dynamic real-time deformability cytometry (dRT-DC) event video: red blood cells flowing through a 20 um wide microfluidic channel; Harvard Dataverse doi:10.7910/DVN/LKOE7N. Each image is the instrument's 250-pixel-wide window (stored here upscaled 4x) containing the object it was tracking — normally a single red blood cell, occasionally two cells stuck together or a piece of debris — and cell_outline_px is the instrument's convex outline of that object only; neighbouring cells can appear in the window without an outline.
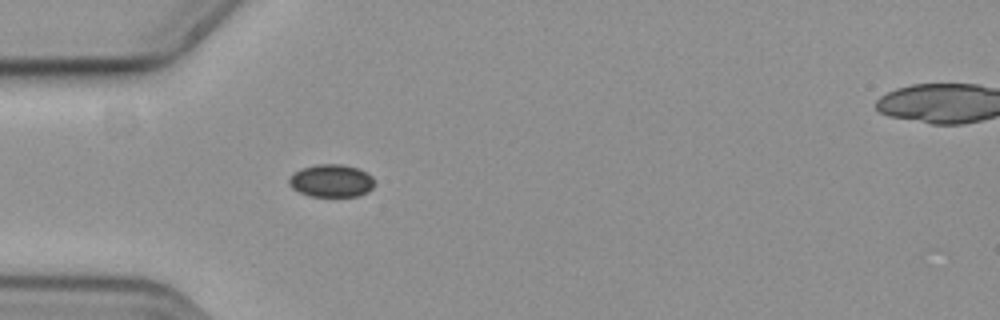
{"species": "common noctule bat (a hibernating species)", "species_latin": "Nyctalus noctula", "temperature_condition": "cold", "stored_images_in_passage": 5, "camera_frame_rate_fps": 3000, "um_per_image_px": 0.085, "animal": {"sex": "female", "body_mass_g": 19.3, "forearm_length_mm": 54.1}, "frame": {"image": 1, "passage_image": 1, "time_ms": 0.0, "image_size_px": [1000, 320], "cell_outline_px": [[376, 184], [368, 192], [360, 196], [308, 196], [292, 188], [288, 184], [288, 180], [300, 168], [316, 164], [344, 164], [356, 168], [372, 176]], "centroid_in_image_um": [28.18, 15.37], "position_along_channel_um": 56.8, "area_um2": 16.36}}
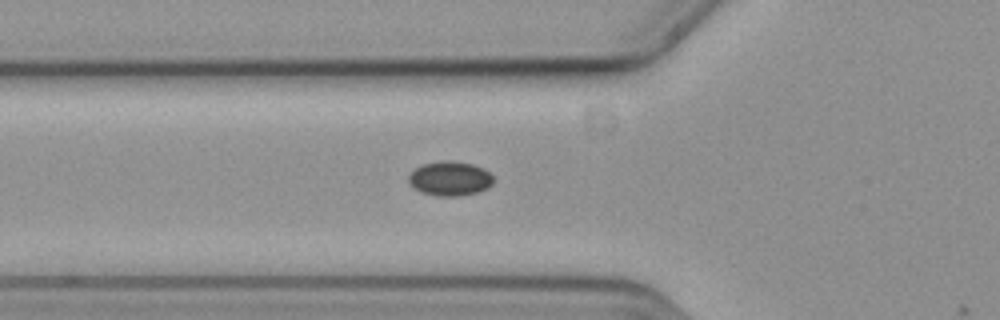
{"frame": {"image": 2, "passage_image": 4, "time_ms": 1.0, "image_size_px": [1000, 320], "cell_outline_px": [[492, 184], [488, 188], [476, 192], [460, 196], [436, 196], [420, 192], [412, 188], [408, 180], [408, 176], [416, 168], [424, 164], [440, 160], [452, 160], [472, 164], [484, 168], [492, 176]], "centroid_in_image_um": [38.22, 15.18], "position_along_channel_um": 87.6, "area_um2": 17.11}}